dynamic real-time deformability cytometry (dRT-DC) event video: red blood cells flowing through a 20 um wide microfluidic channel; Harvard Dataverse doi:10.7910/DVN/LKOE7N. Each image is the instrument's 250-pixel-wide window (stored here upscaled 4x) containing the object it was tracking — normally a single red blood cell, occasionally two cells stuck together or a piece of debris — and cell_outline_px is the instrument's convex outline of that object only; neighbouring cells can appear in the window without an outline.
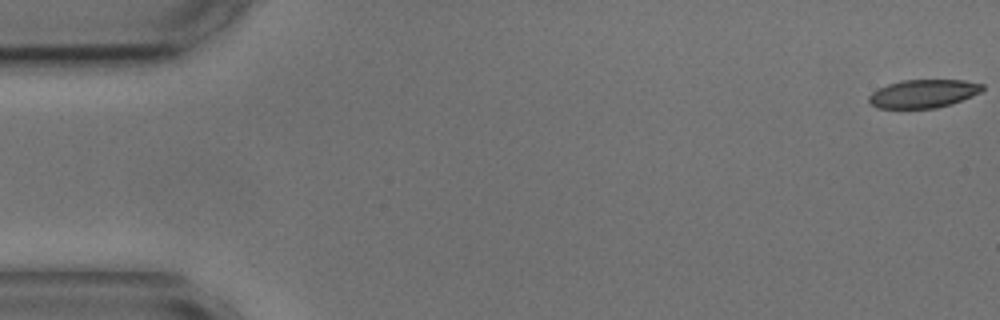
{"species": "common noctule bat (a hibernating species)", "species_latin": "Nyctalus noctula", "temperature_condition": "cold", "stored_images_in_passage": 14, "camera_frame_rate_fps": 3000, "um_per_image_px": 0.085, "animal": {"sex": "male", "body_mass_g": 17.9, "forearm_length_mm": 54.2}, "frame": {"image": 1, "passage_image": 1, "time_ms": 0.0, "image_size_px": [1000, 320], "cell_outline_px": [[984, 88], [980, 92], [972, 96], [952, 104], [936, 108], [876, 108], [868, 100], [868, 96], [872, 92], [888, 84], [900, 80], [964, 80], [984, 84]], "centroid_in_image_um": [78.49, 7.96], "position_along_channel_um": 6.5, "area_um2": 18.73}}
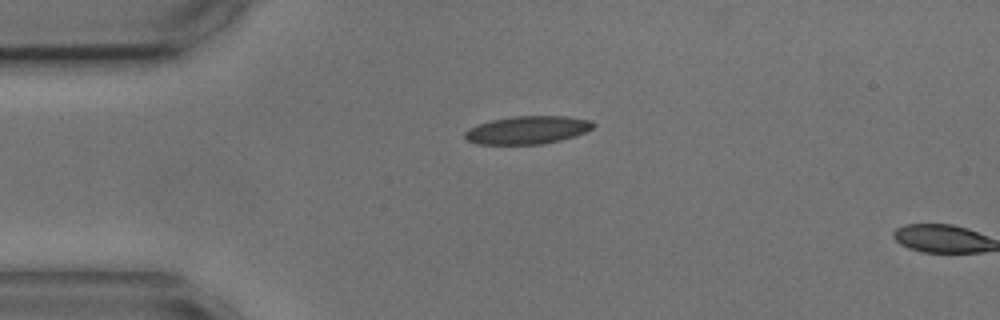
{"frame": {"image": 2, "passage_image": 13, "time_ms": 4.0, "image_size_px": [1000, 320], "cell_outline_px": [[596, 124], [592, 128], [584, 132], [560, 140], [540, 144], [476, 144], [468, 140], [464, 136], [464, 132], [468, 128], [492, 120], [516, 116], [564, 116], [588, 120]], "centroid_in_image_um": [44.8, 11.05], "position_along_channel_um": 40.2, "area_um2": 20.58}}